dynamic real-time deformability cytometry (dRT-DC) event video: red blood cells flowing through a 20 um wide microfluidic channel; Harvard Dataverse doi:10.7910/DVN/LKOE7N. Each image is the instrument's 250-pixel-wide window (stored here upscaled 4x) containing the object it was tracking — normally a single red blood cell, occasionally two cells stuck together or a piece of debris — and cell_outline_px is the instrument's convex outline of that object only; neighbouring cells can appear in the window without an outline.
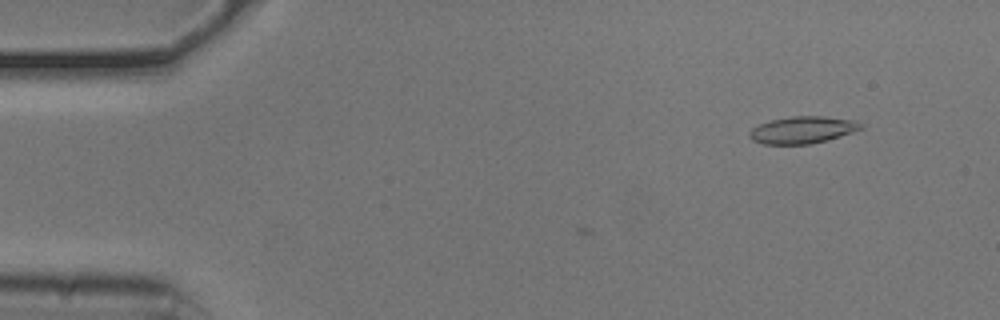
{"species": "common noctule bat (a hibernating species)", "species_latin": "Nyctalus noctula", "temperature_condition": "cold", "stored_images_in_passage": 8, "camera_frame_rate_fps": 3000, "um_per_image_px": 0.085, "animal": {"sex": "male", "body_mass_g": 20.5, "forearm_length_mm": 52.5}, "frame": {"image": 1, "passage_image": 8, "time_ms": 2.333, "image_size_px": [1000, 320], "cell_outline_px": [[864, 128], [828, 140], [812, 144], [764, 144], [752, 140], [748, 136], [748, 132], [752, 128], [760, 124], [772, 120], [792, 116], [824, 116], [856, 120], [864, 124]], "centroid_in_image_um": [68.25, 11.04], "position_along_channel_um": 16.8, "area_um2": 17.69}}